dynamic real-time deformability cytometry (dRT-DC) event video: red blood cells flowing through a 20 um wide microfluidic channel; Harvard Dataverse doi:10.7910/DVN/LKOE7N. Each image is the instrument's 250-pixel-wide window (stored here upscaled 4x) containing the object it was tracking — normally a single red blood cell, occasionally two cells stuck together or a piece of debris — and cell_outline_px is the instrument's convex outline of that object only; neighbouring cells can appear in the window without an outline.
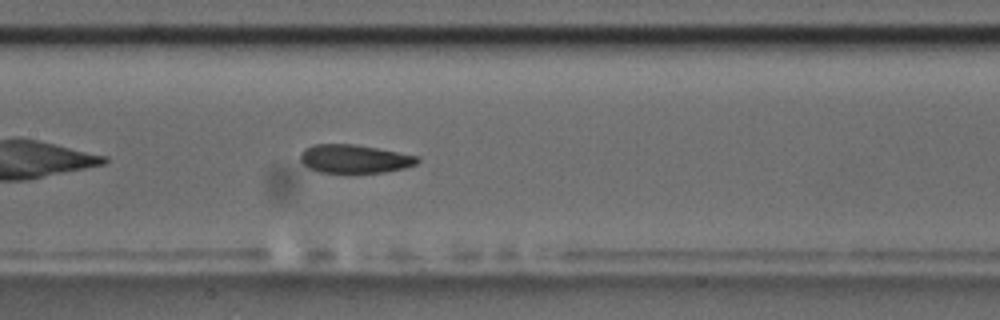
{"species": "common noctule bat (a hibernating species)", "species_latin": "Nyctalus noctula", "temperature_condition": "room temperature", "stored_images_in_passage": 41, "camera_frame_rate_fps": 3000, "um_per_image_px": 0.085, "animal": {"sex": "male", "body_mass_g": 17.5, "forearm_length_mm": 52.3}, "frame": {"image": 1, "passage_image": 12, "time_ms": 3.667, "image_size_px": [1000, 320], "cell_outline_px": [[420, 160], [416, 164], [404, 168], [384, 172], [320, 172], [308, 168], [300, 160], [300, 152], [304, 148], [312, 144], [352, 144], [376, 148], [420, 156]], "centroid_in_image_um": [30.11, 13.49], "position_along_channel_um": 177.3, "area_um2": 19.36}, "authors_computed_cell_mechanics": {"area_um2": 20.4612, "velocity_mm_per_s": 3.601, "shape_relaxation_time_tau1_ms": 10.504, "shape_relaxation_time_tau2_ms": 2.8577, "deformation_change_tau1": 0.1896, "deformation_change_tau2": 0.092}}